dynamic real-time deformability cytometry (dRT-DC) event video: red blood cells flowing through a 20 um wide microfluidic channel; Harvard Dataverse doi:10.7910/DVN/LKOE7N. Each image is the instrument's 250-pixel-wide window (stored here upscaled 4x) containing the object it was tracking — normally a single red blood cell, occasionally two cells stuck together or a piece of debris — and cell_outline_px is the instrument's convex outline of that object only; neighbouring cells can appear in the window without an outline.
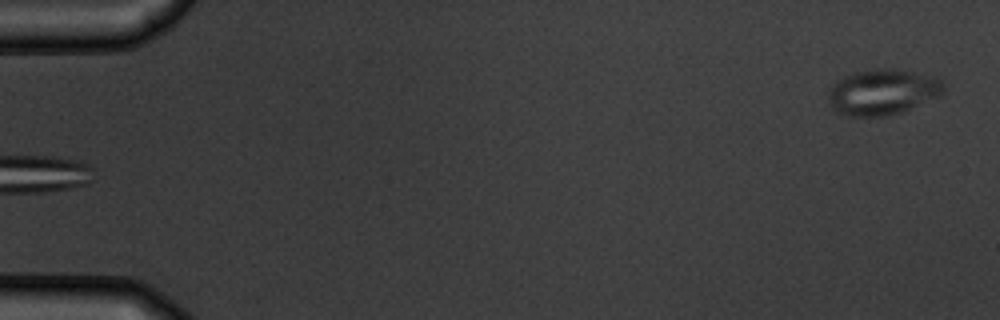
{"species": "common noctule bat (a hibernating species)", "species_latin": "Nyctalus noctula", "temperature_condition": "warm", "stored_images_in_passage": 5, "camera_frame_rate_fps": 3000, "um_per_image_px": 0.085, "animal": {"sex": "male", "body_mass_g": 19.5, "forearm_length_mm": 54.6}, "frame": {"image": 1, "passage_image": 5, "time_ms": 4.667, "image_size_px": [1000, 320], "cell_outline_px": [[944, 88], [940, 96], [900, 112], [884, 116], [840, 116], [832, 108], [828, 96], [828, 88], [836, 80], [844, 76], [856, 72], [876, 68], [892, 68], [940, 76], [944, 84]], "centroid_in_image_um": [75.01, 7.8], "position_along_channel_um": 10.0, "area_um2": 31.15}}